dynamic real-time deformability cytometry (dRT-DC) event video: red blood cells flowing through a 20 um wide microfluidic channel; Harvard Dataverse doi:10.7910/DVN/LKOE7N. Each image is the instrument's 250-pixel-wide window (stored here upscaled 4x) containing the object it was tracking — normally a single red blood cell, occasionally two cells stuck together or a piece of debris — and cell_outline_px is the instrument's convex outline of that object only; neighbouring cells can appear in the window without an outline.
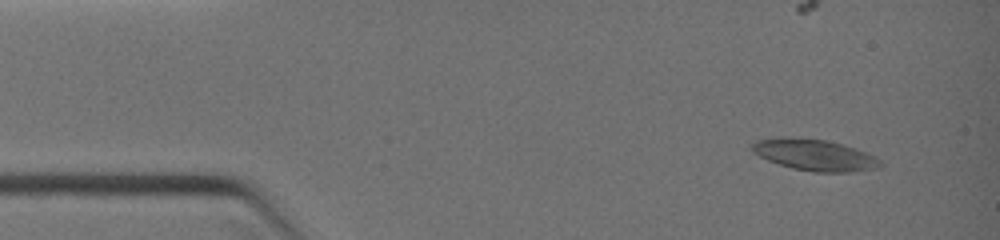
{"species": "common noctule bat (a hibernating species)", "species_latin": "Nyctalus noctula", "temperature_condition": "warm", "stored_images_in_passage": 4, "camera_frame_rate_fps": 3000, "um_per_image_px": 0.085, "animal": {"sex": "female", "body_mass_g": 19.0, "forearm_length_mm": 51.5}, "frame": {"image": 1, "passage_image": 1, "time_ms": 0.0, "image_size_px": [1000, 240], "cell_outline_px": [[884, 164], [876, 168], [848, 172], [812, 172], [792, 168], [768, 160], [752, 152], [752, 144], [756, 140], [784, 136], [828, 140], [864, 152], [880, 160]], "centroid_in_image_um": [69.19, 13.16], "position_along_channel_um": 15.8, "area_um2": 23.18}}
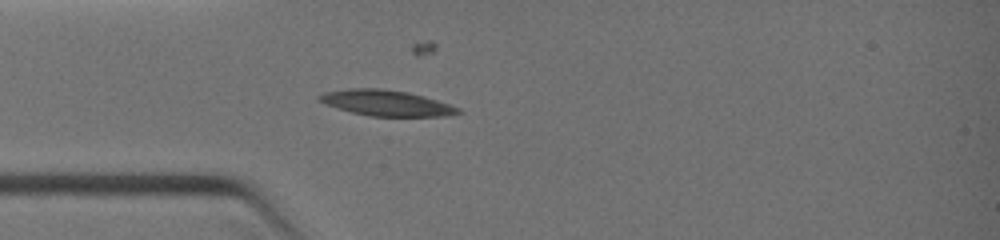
{"frame": {"image": 2, "passage_image": 4, "time_ms": 2.333, "image_size_px": [1000, 240], "cell_outline_px": [[464, 112], [444, 116], [368, 116], [336, 108], [316, 100], [316, 96], [324, 92], [348, 88], [380, 88], [408, 92], [424, 96], [460, 108]], "centroid_in_image_um": [32.79, 8.75], "position_along_channel_um": 52.2, "area_um2": 20.92}}